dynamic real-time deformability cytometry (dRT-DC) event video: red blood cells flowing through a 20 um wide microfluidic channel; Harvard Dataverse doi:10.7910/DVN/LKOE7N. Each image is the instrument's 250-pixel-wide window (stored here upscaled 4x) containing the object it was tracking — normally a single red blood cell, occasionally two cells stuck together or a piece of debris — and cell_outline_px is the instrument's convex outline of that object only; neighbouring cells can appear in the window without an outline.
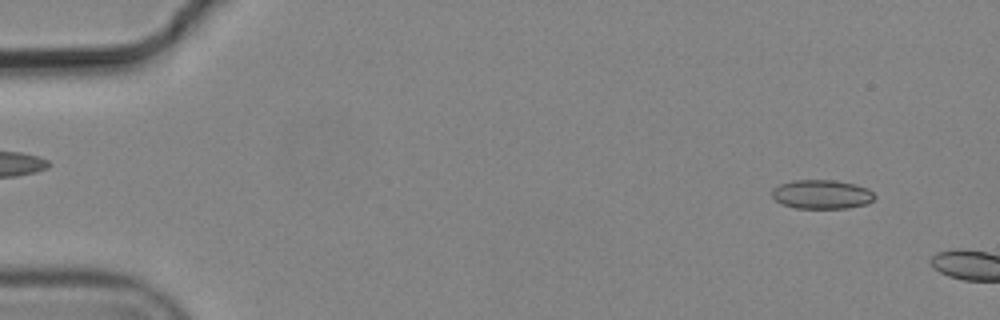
{"species": "common noctule bat (a hibernating species)", "species_latin": "Nyctalus noctula", "temperature_condition": "cold", "stored_images_in_passage": 5, "camera_frame_rate_fps": 3000, "um_per_image_px": 0.085, "animal": {"sex": "male", "body_mass_g": 19.2, "forearm_length_mm": 51.8}, "frame": {"image": 1, "passage_image": 5, "time_ms": 1.333, "image_size_px": [1000, 320], "cell_outline_px": [[876, 196], [868, 204], [848, 208], [796, 208], [780, 204], [772, 196], [772, 188], [780, 184], [792, 180], [836, 180], [856, 184], [868, 188]], "centroid_in_image_um": [69.85, 16.51], "position_along_channel_um": 15.1, "area_um2": 17.57}}